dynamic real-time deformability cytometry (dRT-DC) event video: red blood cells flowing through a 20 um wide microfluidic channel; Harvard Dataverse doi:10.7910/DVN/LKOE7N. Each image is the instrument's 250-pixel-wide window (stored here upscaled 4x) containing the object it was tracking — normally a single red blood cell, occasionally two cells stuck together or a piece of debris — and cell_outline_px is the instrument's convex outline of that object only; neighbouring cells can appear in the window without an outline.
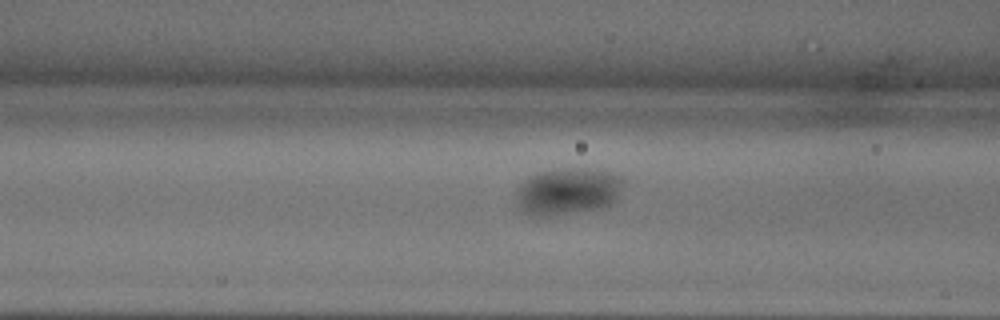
{"species": "common noctule bat (a hibernating species)", "species_latin": "Nyctalus noctula", "temperature_condition": "warm", "stored_images_in_passage": 14, "camera_frame_rate_fps": 3000, "um_per_image_px": 0.085, "animal": {"sex": "male", "body_mass_g": 18.8}, "frame": {"image": 1, "passage_image": 12, "time_ms": 3.667, "image_size_px": [1000, 320], "cell_outline_px": [[624, 184], [620, 196], [612, 204], [604, 208], [552, 216], [528, 216], [520, 208], [516, 196], [516, 188], [524, 180], [536, 172], [556, 168], [588, 168], [608, 172], [620, 176], [624, 180]], "centroid_in_image_um": [48.28, 16.26], "position_along_channel_um": 118.3, "area_um2": 30.06}}